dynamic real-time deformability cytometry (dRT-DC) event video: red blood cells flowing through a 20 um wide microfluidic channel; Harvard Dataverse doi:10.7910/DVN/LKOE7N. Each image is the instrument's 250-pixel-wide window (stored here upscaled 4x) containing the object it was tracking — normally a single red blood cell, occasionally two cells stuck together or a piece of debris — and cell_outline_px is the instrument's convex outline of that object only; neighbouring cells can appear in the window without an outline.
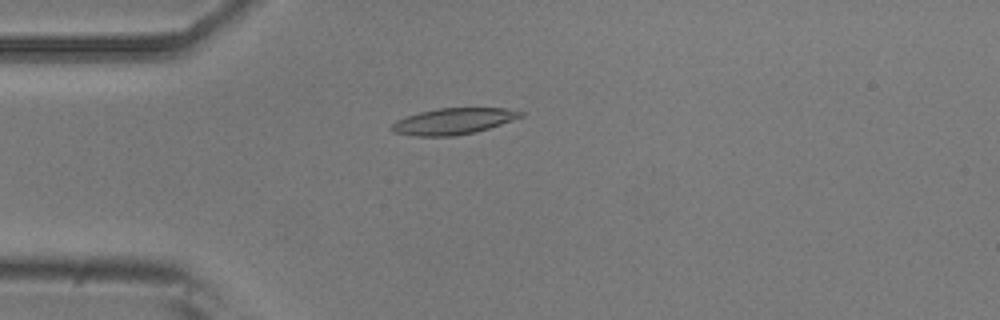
{"species": "common noctule bat (a hibernating species)", "species_latin": "Nyctalus noctula", "temperature_condition": "room temperature", "stored_images_in_passage": 40, "camera_frame_rate_fps": 3000, "um_per_image_px": 0.085, "animal": {"sex": "male", "body_mass_g": 20.5, "forearm_length_mm": 52.5}, "frame": {"image": 1, "passage_image": 1, "time_ms": 0.0, "image_size_px": [1000, 320], "cell_outline_px": [[524, 116], [476, 132], [452, 136], [412, 136], [392, 132], [388, 128], [396, 120], [420, 112], [436, 108], [504, 108], [524, 112]], "centroid_in_image_um": [38.49, 10.31], "position_along_channel_um": 46.5, "area_um2": 19.71}}
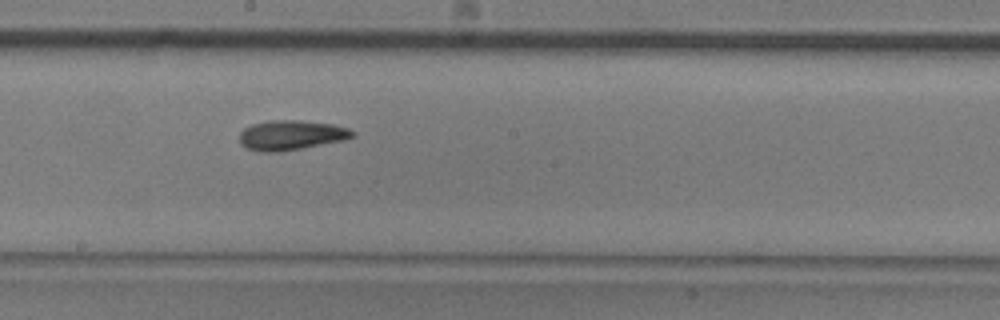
{"frame": {"image": 2, "passage_image": 16, "time_ms": 5.0, "image_size_px": [1000, 320], "cell_outline_px": [[356, 136], [344, 140], [280, 152], [260, 152], [244, 148], [240, 144], [240, 132], [244, 128], [252, 124], [272, 120], [300, 120], [332, 124], [348, 128], [356, 132]], "centroid_in_image_um": [24.74, 11.49], "position_along_channel_um": 223.5, "area_um2": 19.77}}
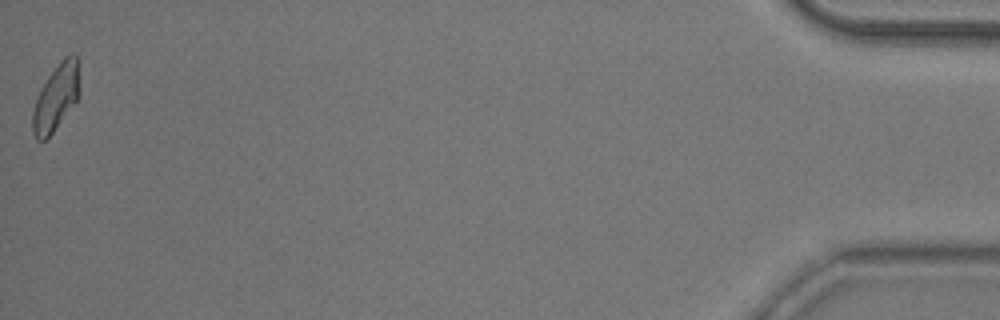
{"frame": {"image": 3, "passage_image": 40, "time_ms": 13.0, "image_size_px": [1000, 320], "cell_outline_px": [[80, 96], [52, 132], [44, 140], [36, 140], [32, 132], [32, 112], [40, 88], [48, 76], [60, 60], [64, 56], [72, 52], [76, 52], [80, 92]], "centroid_in_image_um": [4.77, 8.24], "position_along_channel_um": 430.4, "area_um2": 18.15}, "authors_computed_cell_mechanics": {"area_um2": 18.6694, "velocity_mm_per_s": 3.8125, "shape_relaxation_time_tau1_ms": 8.1409, "shape_relaxation_time_tau2_ms": 4.6286, "deformation_change_tau1": 0.1942, "deformation_change_tau2": 0.1291}}